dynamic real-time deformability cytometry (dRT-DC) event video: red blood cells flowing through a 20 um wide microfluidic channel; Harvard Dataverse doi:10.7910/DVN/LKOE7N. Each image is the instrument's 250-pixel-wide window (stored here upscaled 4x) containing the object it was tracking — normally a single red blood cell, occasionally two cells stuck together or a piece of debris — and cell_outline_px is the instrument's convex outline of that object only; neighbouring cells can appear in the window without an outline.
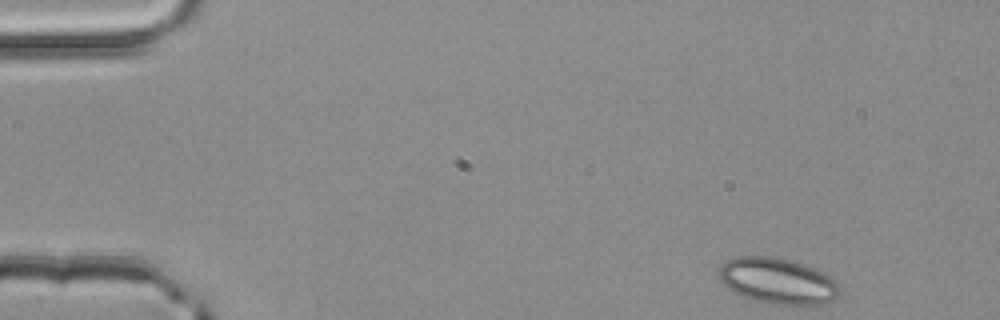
{"species": "common noctule bat (a hibernating species)", "species_latin": "Nyctalus noctula", "temperature_condition": "room temperature", "stored_images_in_passage": 47, "camera_frame_rate_fps": 3000, "um_per_image_px": 0.085, "animal": {"sex": "male", "body_mass_g": 20.4}, "frame": {"image": 1, "passage_image": 1, "time_ms": 0.0, "image_size_px": [1000, 320], "cell_outline_px": [[840, 296], [836, 300], [824, 304], [772, 304], [756, 300], [732, 292], [720, 280], [720, 264], [728, 260], [740, 256], [776, 256], [792, 260], [816, 268], [824, 272], [836, 280], [840, 288]], "centroid_in_image_um": [66.16, 23.87], "position_along_channel_um": 18.8, "area_um2": 32.6}}
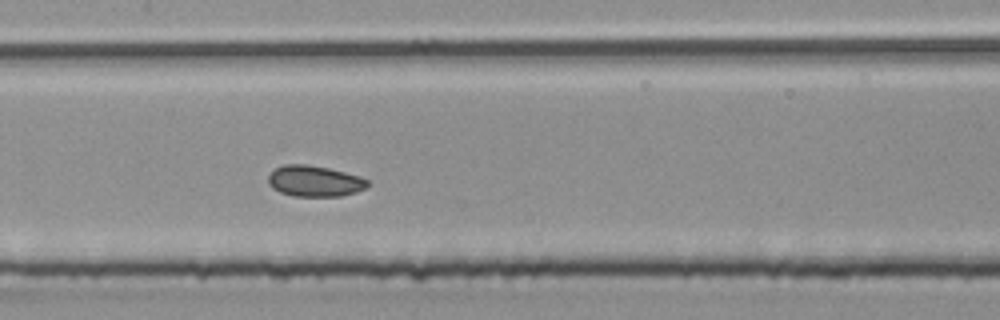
{"frame": {"image": 2, "passage_image": 21, "time_ms": 6.667, "image_size_px": [1000, 320], "cell_outline_px": [[368, 184], [364, 188], [356, 192], [340, 196], [292, 196], [280, 192], [272, 188], [268, 184], [268, 176], [276, 168], [284, 164], [308, 164], [328, 168], [360, 176], [368, 180]], "centroid_in_image_um": [26.71, 15.39], "position_along_channel_um": 180.7, "area_um2": 17.92}}
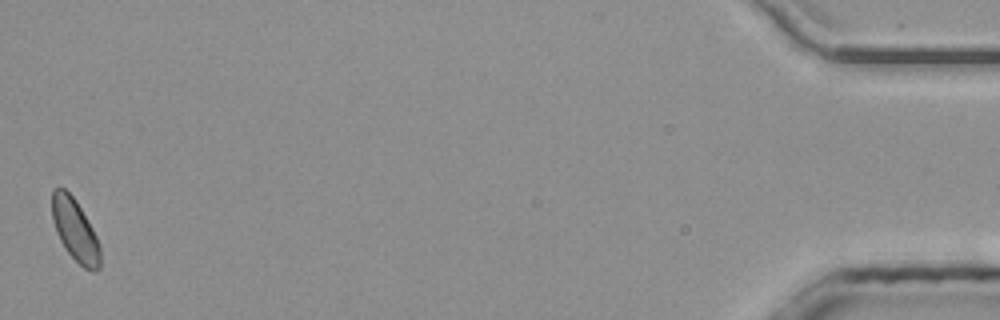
{"frame": {"image": 3, "passage_image": 47, "time_ms": 15.333, "image_size_px": [1000, 320], "cell_outline_px": [[100, 268], [96, 272], [92, 272], [84, 268], [64, 248], [56, 232], [52, 220], [52, 188], [64, 188], [76, 200], [92, 228], [100, 244]], "centroid_in_image_um": [6.38, 19.57], "position_along_channel_um": 428.8, "area_um2": 17.46}, "authors_computed_cell_mechanics": {"area_um2": 17.8602, "velocity_mm_per_s": 4.0128, "shape_relaxation_time_tau1_ms": 0.8815, "shape_relaxation_time_tau2_ms": 2.484, "deformation_change_tau1": 0.0371, "deformation_change_tau2": 0.0595}}